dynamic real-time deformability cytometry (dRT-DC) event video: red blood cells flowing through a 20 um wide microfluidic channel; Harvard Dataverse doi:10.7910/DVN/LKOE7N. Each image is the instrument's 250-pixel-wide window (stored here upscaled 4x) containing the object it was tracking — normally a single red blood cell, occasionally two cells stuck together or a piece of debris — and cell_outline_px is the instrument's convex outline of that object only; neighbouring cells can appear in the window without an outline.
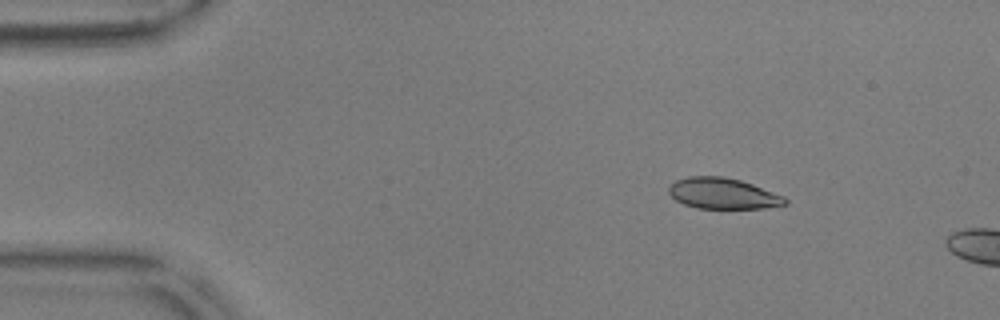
{"species": "common noctule bat (a hibernating species)", "species_latin": "Nyctalus noctula", "temperature_condition": "warm", "stored_images_in_passage": 11, "camera_frame_rate_fps": 3000, "um_per_image_px": 0.085, "animal": {"sex": "male", "body_mass_g": 17.9, "forearm_length_mm": 54.2}, "frame": {"image": 1, "passage_image": 7, "time_ms": 2.0, "image_size_px": [1000, 320], "cell_outline_px": [[788, 204], [764, 208], [696, 208], [684, 204], [676, 200], [668, 192], [668, 188], [676, 180], [688, 176], [724, 176], [740, 180], [752, 184], [784, 196], [788, 200]], "centroid_in_image_um": [61.45, 16.44], "position_along_channel_um": 23.5, "area_um2": 20.92}}